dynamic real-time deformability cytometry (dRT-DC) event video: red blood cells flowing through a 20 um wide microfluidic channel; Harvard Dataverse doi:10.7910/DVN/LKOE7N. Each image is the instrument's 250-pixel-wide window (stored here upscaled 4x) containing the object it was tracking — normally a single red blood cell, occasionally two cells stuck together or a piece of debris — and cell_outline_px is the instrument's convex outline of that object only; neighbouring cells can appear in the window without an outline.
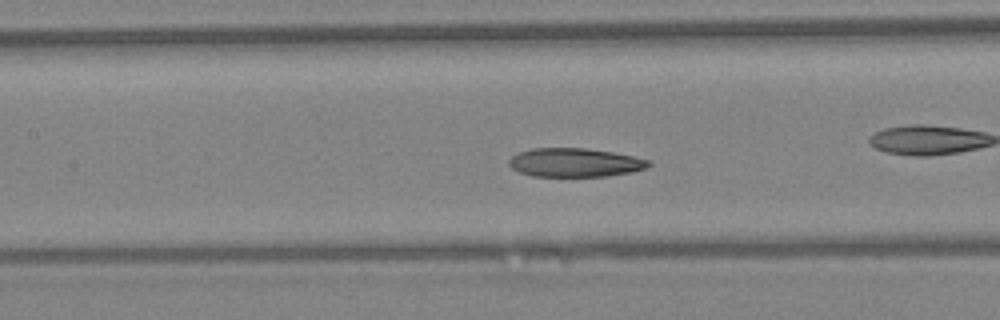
{"species": "Egyptian fruit bat (a non-hibernating species)", "species_latin": "Rousettus aegyptiacus", "temperature_condition": "warm", "stored_images_in_passage": 49, "camera_frame_rate_fps": 3000, "um_per_image_px": 0.085, "animal": {"sex": "female"}, "frame": {"image": 1, "passage_image": 22, "time_ms": 7.0, "image_size_px": [1000, 320], "cell_outline_px": [[652, 164], [644, 168], [632, 172], [608, 176], [532, 176], [520, 172], [512, 168], [508, 164], [508, 160], [512, 156], [520, 152], [532, 148], [584, 148], [612, 152], [652, 160]], "centroid_in_image_um": [48.87, 13.81], "position_along_channel_um": 158.5, "area_um2": 23.35}, "authors_computed_cell_mechanics": {"area_um2": 24.6228, "velocity_mm_per_s": 4.2705, "shape_relaxation_time_tau1_ms": 8.8495, "shape_relaxation_time_tau2_ms": null, "deformation_change_tau1": 0.1802, "deformation_change_tau2": null}}